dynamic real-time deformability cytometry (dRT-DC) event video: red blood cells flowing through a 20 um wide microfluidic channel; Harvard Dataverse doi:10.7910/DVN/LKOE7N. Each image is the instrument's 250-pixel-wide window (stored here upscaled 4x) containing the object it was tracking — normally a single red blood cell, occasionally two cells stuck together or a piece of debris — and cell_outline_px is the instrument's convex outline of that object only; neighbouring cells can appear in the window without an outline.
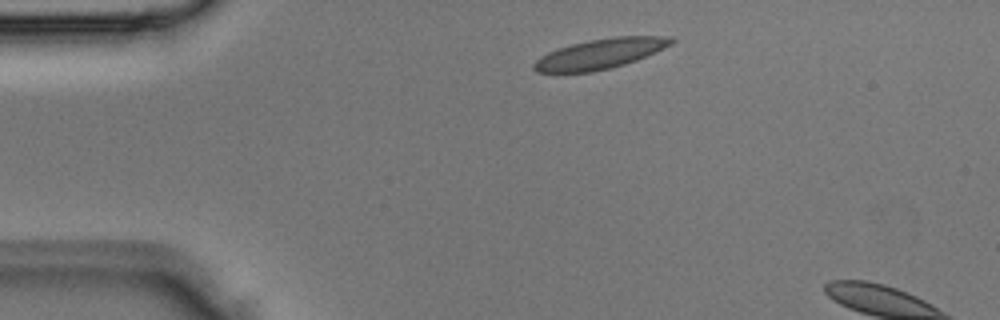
{"species": "Egyptian fruit bat (a non-hibernating species)", "species_latin": "Rousettus aegyptiacus", "temperature_condition": "room temperature", "stored_images_in_passage": 2, "camera_frame_rate_fps": 3000, "um_per_image_px": 0.085, "animal": {"sex": "male"}, "frame": {"image": 1, "passage_image": 1, "time_ms": 0.0, "image_size_px": [1000, 320], "cell_outline_px": [[676, 40], [672, 44], [664, 48], [636, 60], [624, 64], [592, 72], [536, 72], [532, 68], [532, 64], [540, 56], [548, 52], [572, 44], [588, 40], [616, 36], [672, 36]], "centroid_in_image_um": [51.02, 4.56], "position_along_channel_um": 34.0, "area_um2": 23.93}}